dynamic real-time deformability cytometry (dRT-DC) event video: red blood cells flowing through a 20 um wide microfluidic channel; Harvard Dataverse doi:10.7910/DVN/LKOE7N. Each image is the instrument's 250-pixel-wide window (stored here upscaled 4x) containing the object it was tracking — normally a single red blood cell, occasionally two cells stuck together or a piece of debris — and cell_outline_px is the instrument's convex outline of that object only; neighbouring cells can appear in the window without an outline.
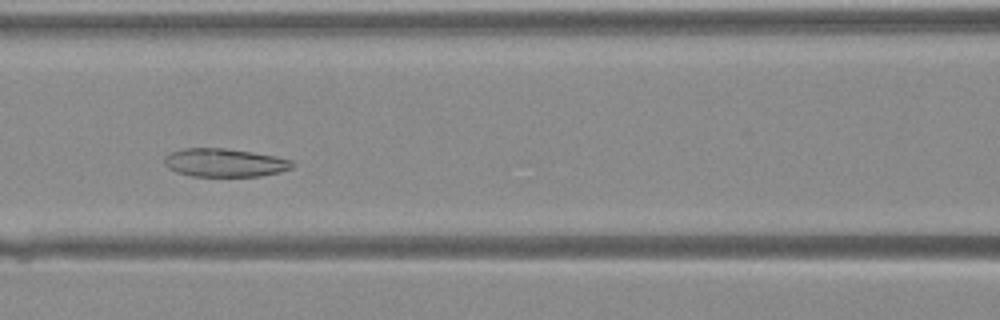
{"species": "Egyptian fruit bat (a non-hibernating species)", "species_latin": "Rousettus aegyptiacus", "temperature_condition": "warm", "stored_images_in_passage": 31, "segment_of_instrument_passage": [1, 2], "camera_frame_rate_fps": 3000, "um_per_image_px": 0.085, "animal": {"sex": "female"}, "frame": {"image": 1, "passage_image": 7, "time_ms": 2.0, "image_size_px": [1000, 320], "cell_outline_px": [[296, 164], [292, 168], [280, 172], [260, 176], [192, 176], [176, 172], [168, 168], [164, 164], [164, 156], [172, 152], [184, 148], [224, 148], [252, 152], [292, 160]], "centroid_in_image_um": [19.09, 13.83], "position_along_channel_um": 147.5, "area_um2": 21.1}}
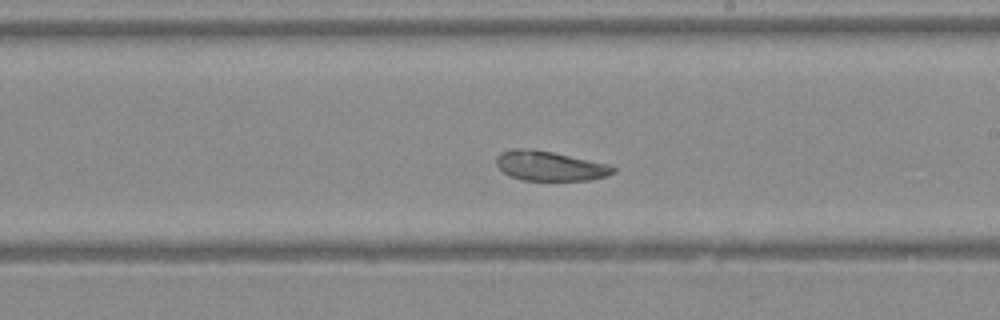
{"frame": {"image": 2, "passage_image": 13, "time_ms": 4.0, "image_size_px": [1000, 320], "cell_outline_px": [[616, 172], [608, 176], [592, 180], [524, 180], [512, 176], [504, 172], [496, 164], [496, 156], [500, 152], [512, 148], [532, 148], [552, 152], [608, 164], [616, 168]], "centroid_in_image_um": [46.74, 14.09], "position_along_channel_um": 242.3, "area_um2": 20.23}}
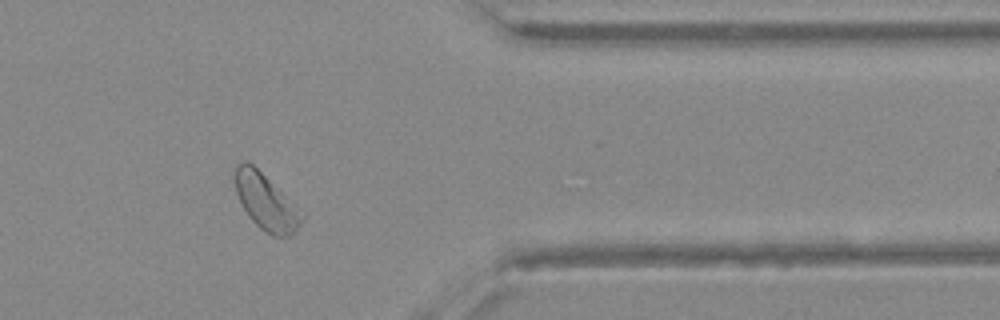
{"frame": {"image": 3, "passage_image": 23, "time_ms": 7.333, "image_size_px": [1000, 320], "cell_outline_px": [[304, 220], [288, 236], [272, 236], [264, 232], [248, 216], [236, 192], [232, 180], [232, 176], [236, 164], [244, 160], [248, 160], [304, 212]], "centroid_in_image_um": [22.57, 17.12], "position_along_channel_um": 388.8, "area_um2": 21.96}}